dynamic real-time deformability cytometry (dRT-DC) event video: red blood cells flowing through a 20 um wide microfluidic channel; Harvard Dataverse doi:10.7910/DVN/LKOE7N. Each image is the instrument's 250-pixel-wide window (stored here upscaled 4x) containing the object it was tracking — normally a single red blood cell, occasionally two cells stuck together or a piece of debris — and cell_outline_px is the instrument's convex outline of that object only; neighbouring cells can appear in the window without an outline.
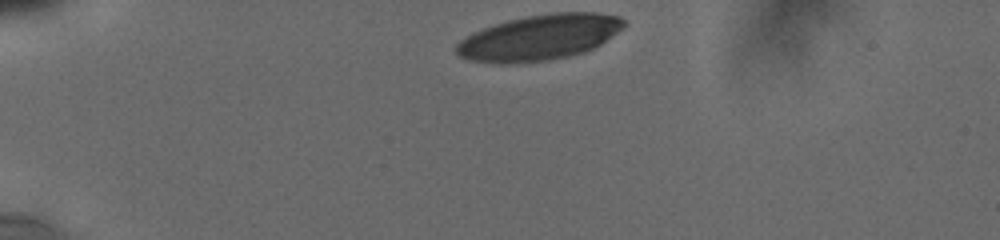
{"species": "human", "species_latin": "Homo sapiens", "temperature_condition": "cold", "stored_images_in_passage": 9, "camera_frame_rate_fps": 3000, "um_per_image_px": 0.085, "donor": {"sex": "male"}, "frame": {"image": 1, "passage_image": 1, "time_ms": 0.0, "image_size_px": [1000, 240], "cell_outline_px": [[624, 28], [600, 44], [584, 52], [552, 60], [508, 64], [500, 64], [472, 60], [460, 56], [456, 52], [456, 44], [460, 40], [472, 32], [508, 20], [528, 16], [552, 12], [596, 12], [620, 16], [624, 20]], "centroid_in_image_um": [45.86, 3.18], "position_along_channel_um": 39.1, "area_um2": 44.39}}